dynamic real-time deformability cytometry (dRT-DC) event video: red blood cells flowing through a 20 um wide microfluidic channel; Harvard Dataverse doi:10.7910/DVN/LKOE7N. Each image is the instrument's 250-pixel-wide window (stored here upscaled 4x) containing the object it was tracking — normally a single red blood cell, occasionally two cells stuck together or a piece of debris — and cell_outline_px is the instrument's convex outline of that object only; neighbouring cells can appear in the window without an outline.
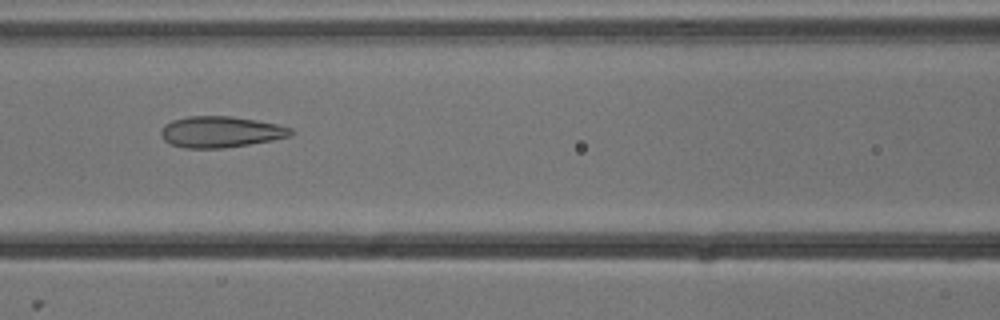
{"species": "common noctule bat (a hibernating species)", "species_latin": "Nyctalus noctula", "temperature_condition": "cold", "stored_images_in_passage": 7, "camera_frame_rate_fps": 3000, "um_per_image_px": 0.085, "animal": {"sex": "male", "body_mass_g": 13.3}, "frame": {"image": 1, "passage_image": 7, "time_ms": 2.0, "image_size_px": [1000, 320], "cell_outline_px": [[296, 132], [292, 136], [272, 140], [224, 148], [184, 148], [172, 144], [164, 140], [160, 136], [160, 128], [164, 124], [172, 120], [188, 116], [232, 116], [256, 120], [276, 124], [292, 128]], "centroid_in_image_um": [18.75, 11.2], "position_along_channel_um": 147.9, "area_um2": 23.76}}